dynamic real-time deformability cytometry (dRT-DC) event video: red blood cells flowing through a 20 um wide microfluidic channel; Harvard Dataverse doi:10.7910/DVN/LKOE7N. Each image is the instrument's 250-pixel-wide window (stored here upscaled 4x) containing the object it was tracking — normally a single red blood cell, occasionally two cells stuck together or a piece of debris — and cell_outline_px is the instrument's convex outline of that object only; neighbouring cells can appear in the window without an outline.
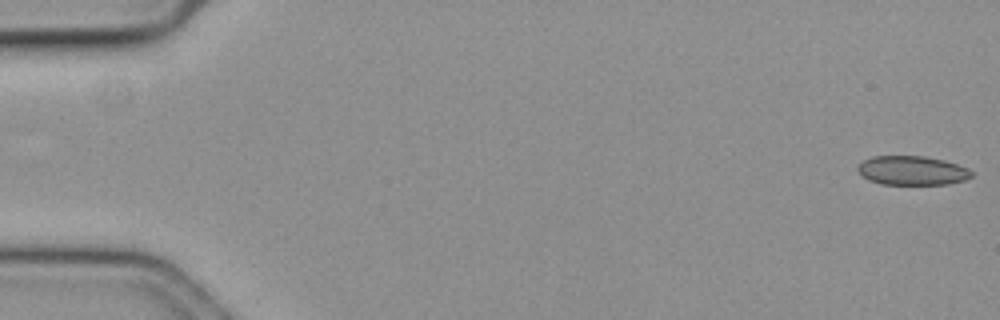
{"species": "common noctule bat (a hibernating species)", "species_latin": "Nyctalus noctula", "temperature_condition": "cold", "stored_images_in_passage": 52, "camera_frame_rate_fps": 3000, "um_per_image_px": 0.085, "animal": {"sex": "female", "body_mass_g": 19.3, "forearm_length_mm": 54.1}, "frame": {"image": 1, "passage_image": 1, "time_ms": 0.0, "image_size_px": [1000, 320], "cell_outline_px": [[972, 176], [964, 180], [948, 184], [880, 184], [868, 180], [856, 168], [864, 160], [872, 156], [924, 156], [944, 160], [968, 168], [972, 172]], "centroid_in_image_um": [77.53, 14.49], "position_along_channel_um": 7.5, "area_um2": 19.19}}
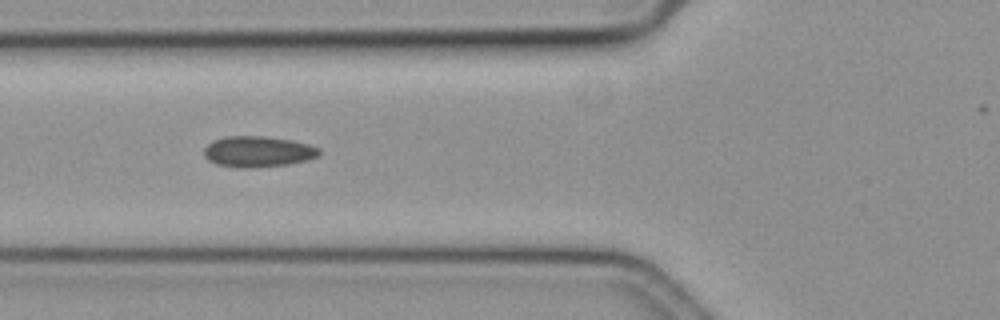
{"frame": {"image": 2, "passage_image": 22, "time_ms": 7.0, "image_size_px": [1000, 320], "cell_outline_px": [[320, 156], [308, 160], [288, 164], [252, 168], [236, 168], [216, 164], [208, 160], [204, 156], [204, 148], [212, 140], [224, 136], [260, 136], [292, 140], [308, 144], [320, 148]], "centroid_in_image_um": [21.91, 12.89], "position_along_channel_um": 103.9, "area_um2": 20.98}}
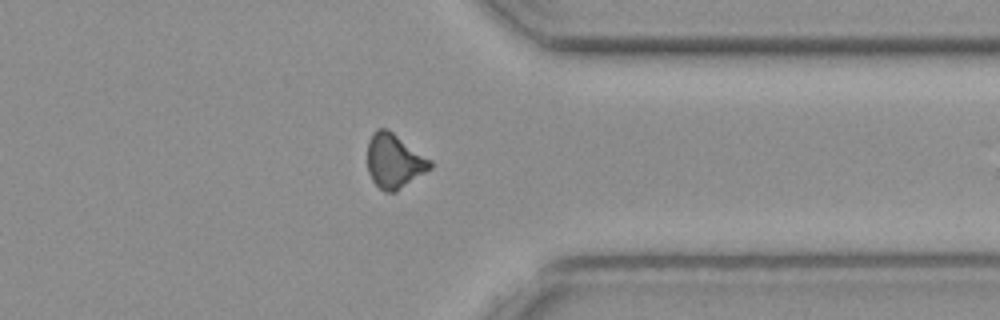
{"frame": {"image": 3, "passage_image": 45, "time_ms": 14.667, "image_size_px": [1000, 320], "cell_outline_px": [[432, 168], [396, 192], [384, 192], [372, 180], [368, 172], [368, 140], [372, 132], [376, 128], [388, 128], [432, 160]], "centroid_in_image_um": [33.51, 13.67], "position_along_channel_um": 377.9, "area_um2": 20.11}, "authors_computed_cell_mechanics": {"area_um2": 19.7676, "velocity_mm_per_s": 3.6489, "shape_relaxation_time_tau1_ms": 10.6895, "shape_relaxation_time_tau2_ms": 3.7103, "deformation_change_tau1": 0.1063, "deformation_change_tau2": 0.0884}}